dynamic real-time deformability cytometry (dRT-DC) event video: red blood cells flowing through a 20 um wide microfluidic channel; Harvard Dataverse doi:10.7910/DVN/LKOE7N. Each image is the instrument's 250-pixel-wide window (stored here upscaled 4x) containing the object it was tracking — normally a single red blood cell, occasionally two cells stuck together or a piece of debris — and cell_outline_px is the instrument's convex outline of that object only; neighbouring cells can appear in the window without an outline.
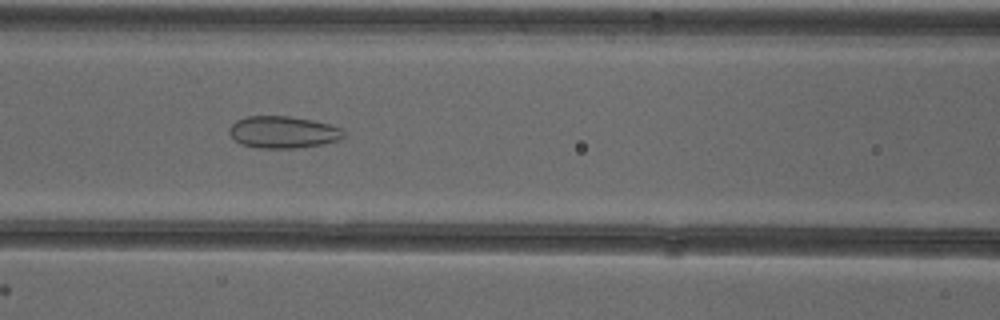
{"species": "common noctule bat (a hibernating species)", "species_latin": "Nyctalus noctula", "temperature_condition": "cold", "stored_images_in_passage": 35, "camera_frame_rate_fps": 3000, "um_per_image_px": 0.085, "animal": {"sex": "female"}, "frame": {"image": 1, "passage_image": 6, "time_ms": 1.667, "image_size_px": [1000, 320], "cell_outline_px": [[344, 136], [340, 140], [324, 144], [296, 148], [260, 148], [240, 144], [228, 132], [232, 124], [236, 120], [248, 116], [288, 116], [312, 120], [328, 124], [340, 128], [344, 132]], "centroid_in_image_um": [24.06, 11.24], "position_along_channel_um": 142.5, "area_um2": 21.27}}
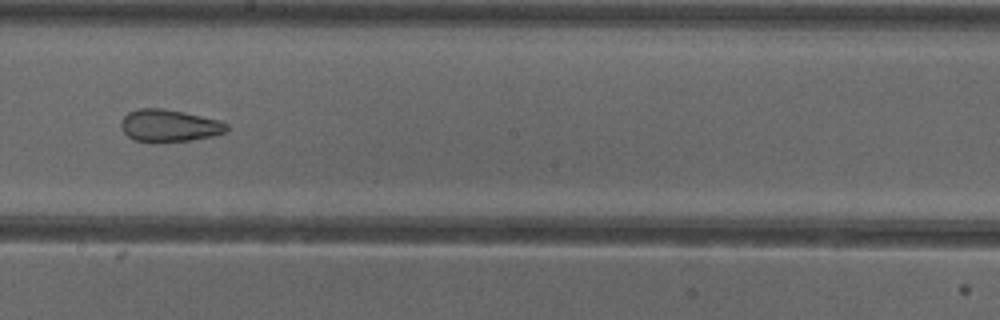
{"frame": {"image": 2, "passage_image": 13, "time_ms": 4.0, "image_size_px": [1000, 320], "cell_outline_px": [[228, 132], [212, 136], [192, 140], [156, 144], [136, 140], [128, 136], [124, 132], [120, 124], [120, 120], [128, 112], [136, 108], [164, 108], [184, 112], [220, 120], [228, 124]], "centroid_in_image_um": [14.38, 10.69], "position_along_channel_um": 233.8, "area_um2": 20.4}}
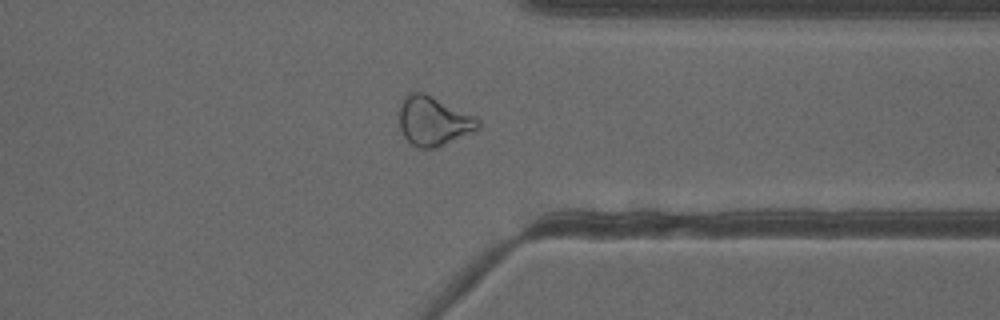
{"frame": {"image": 3, "passage_image": 24, "time_ms": 7.667, "image_size_px": [1000, 320], "cell_outline_px": [[480, 128], [436, 148], [420, 148], [412, 144], [404, 136], [400, 128], [396, 112], [400, 100], [404, 96], [412, 92], [424, 92], [476, 116], [480, 120]], "centroid_in_image_um": [36.79, 10.26], "position_along_channel_um": 374.6, "area_um2": 23.0}}